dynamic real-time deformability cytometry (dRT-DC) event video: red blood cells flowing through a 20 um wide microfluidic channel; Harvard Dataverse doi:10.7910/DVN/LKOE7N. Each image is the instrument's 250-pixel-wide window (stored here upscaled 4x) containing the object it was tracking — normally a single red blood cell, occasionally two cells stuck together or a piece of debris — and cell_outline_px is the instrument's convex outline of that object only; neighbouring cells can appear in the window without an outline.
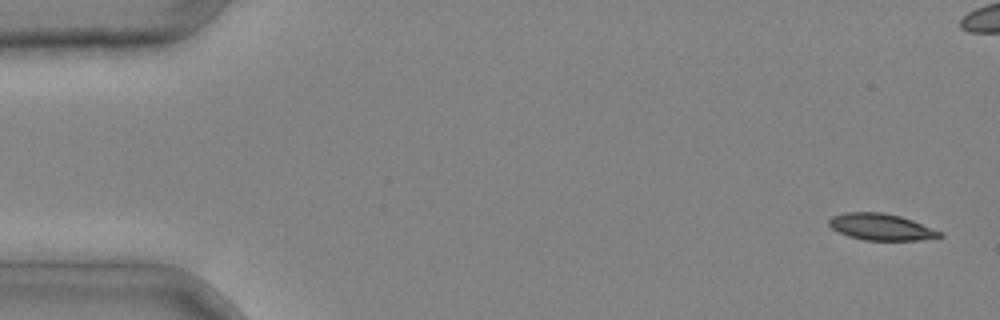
{"species": "common noctule bat (a hibernating species)", "species_latin": "Nyctalus noctula", "temperature_condition": "cold", "stored_images_in_passage": 5, "camera_frame_rate_fps": 3000, "um_per_image_px": 0.085, "animal": {"sex": "male", "body_mass_g": 20.4}, "frame": {"image": 1, "passage_image": 1, "time_ms": 0.0, "image_size_px": [1000, 320], "cell_outline_px": [[944, 236], [916, 240], [864, 240], [848, 236], [832, 228], [828, 224], [828, 220], [832, 216], [844, 212], [884, 212], [900, 216], [912, 220], [940, 232]], "centroid_in_image_um": [74.84, 19.28], "position_along_channel_um": 10.2, "area_um2": 16.94}}
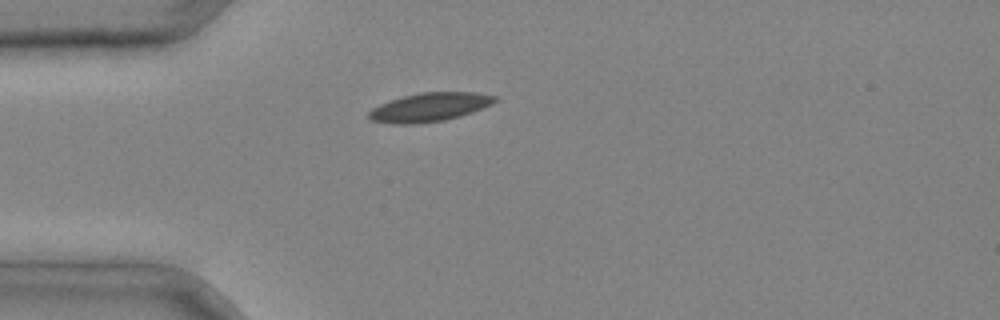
{"frame": {"image": 2, "passage_image": 5, "time_ms": 1.333, "image_size_px": [1000, 320], "cell_outline_px": [[500, 100], [492, 104], [472, 112], [460, 116], [444, 120], [416, 124], [392, 124], [372, 120], [368, 116], [368, 112], [372, 108], [380, 104], [404, 96], [420, 92], [476, 92], [496, 96]], "centroid_in_image_um": [36.54, 9.11], "position_along_channel_um": 48.5, "area_um2": 21.1}}